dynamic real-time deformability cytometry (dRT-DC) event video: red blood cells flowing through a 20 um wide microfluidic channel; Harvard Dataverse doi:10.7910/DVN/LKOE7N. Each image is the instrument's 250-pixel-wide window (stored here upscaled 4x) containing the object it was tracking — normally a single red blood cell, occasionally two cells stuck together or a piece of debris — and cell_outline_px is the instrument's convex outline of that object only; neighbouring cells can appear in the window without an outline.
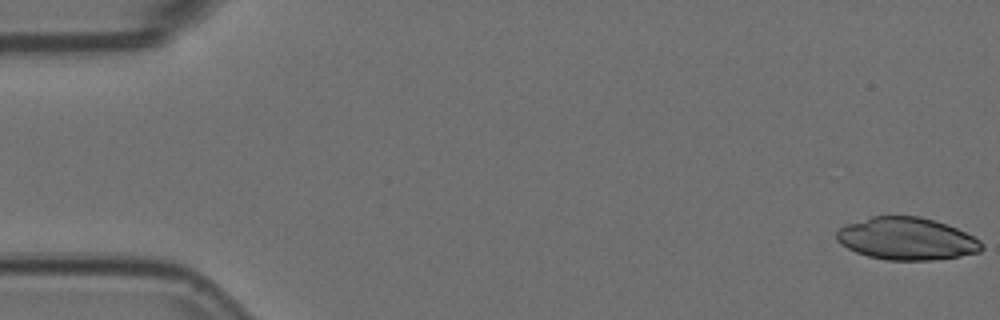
{"species": "Egyptian fruit bat (a non-hibernating species)", "species_latin": "Rousettus aegyptiacus", "temperature_condition": "room temperature", "stored_images_in_passage": 20, "camera_frame_rate_fps": 3000, "um_per_image_px": 0.085, "animal": {"sex": "female"}, "frame": {"image": 1, "passage_image": 1, "time_ms": 0.0, "image_size_px": [1000, 320], "cell_outline_px": [[984, 248], [980, 252], [960, 256], [932, 260], [888, 260], [868, 256], [856, 252], [840, 244], [836, 240], [836, 232], [840, 228], [848, 224], [872, 216], [920, 216], [956, 228], [980, 240], [984, 244]], "centroid_in_image_um": [77.07, 20.3], "position_along_channel_um": 7.9, "area_um2": 35.66}}